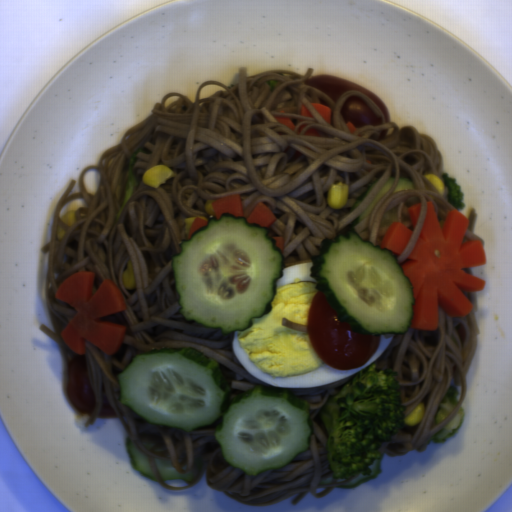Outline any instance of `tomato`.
Listing matches in <instances>:
<instances>
[{"label": "tomato", "mask_w": 512, "mask_h": 512, "mask_svg": "<svg viewBox=\"0 0 512 512\" xmlns=\"http://www.w3.org/2000/svg\"><path fill=\"white\" fill-rule=\"evenodd\" d=\"M306 334L314 353L340 371L363 366L382 342V335L361 334L340 321L318 290L309 307Z\"/></svg>", "instance_id": "obj_1"}, {"label": "tomato", "mask_w": 512, "mask_h": 512, "mask_svg": "<svg viewBox=\"0 0 512 512\" xmlns=\"http://www.w3.org/2000/svg\"><path fill=\"white\" fill-rule=\"evenodd\" d=\"M55 341L65 359L64 387L69 401L81 413L93 415L96 409L94 387L87 372L84 355L74 352L68 344L60 340Z\"/></svg>", "instance_id": "obj_2"}, {"label": "tomato", "mask_w": 512, "mask_h": 512, "mask_svg": "<svg viewBox=\"0 0 512 512\" xmlns=\"http://www.w3.org/2000/svg\"><path fill=\"white\" fill-rule=\"evenodd\" d=\"M309 86H313L319 91L328 95L335 103L345 94L350 91H358L363 92L366 96H368L374 104L380 109L382 112L386 122H390L389 111L384 103V101L379 98L372 91L366 89L365 87L344 78H340L337 76H333L330 74H318L312 75L309 80L305 82Z\"/></svg>", "instance_id": "obj_3"}, {"label": "tomato", "mask_w": 512, "mask_h": 512, "mask_svg": "<svg viewBox=\"0 0 512 512\" xmlns=\"http://www.w3.org/2000/svg\"><path fill=\"white\" fill-rule=\"evenodd\" d=\"M99 416H115L113 408H112L109 400L106 397V392H105L103 386H102V400H101Z\"/></svg>", "instance_id": "obj_4"}]
</instances>
